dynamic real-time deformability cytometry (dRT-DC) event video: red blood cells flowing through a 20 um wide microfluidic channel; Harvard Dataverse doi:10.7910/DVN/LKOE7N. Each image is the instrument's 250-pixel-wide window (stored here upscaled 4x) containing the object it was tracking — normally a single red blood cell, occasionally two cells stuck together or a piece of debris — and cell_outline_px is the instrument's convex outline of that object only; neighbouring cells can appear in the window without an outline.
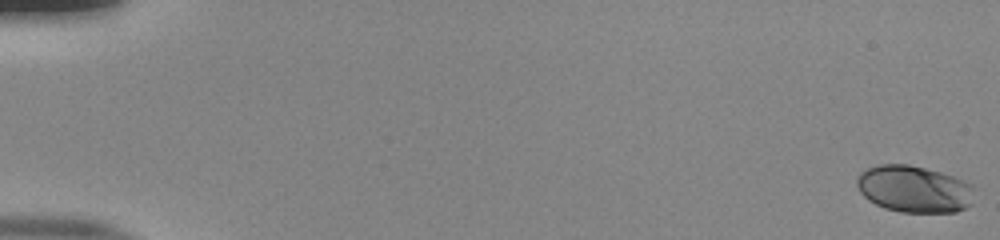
{"species": "human", "species_latin": "Homo sapiens", "temperature_condition": "room temperature", "stored_images_in_passage": 53, "camera_frame_rate_fps": 3000, "um_per_image_px": 0.085, "donor": {"sex": "male"}, "frame": {"image": 1, "passage_image": 1, "time_ms": 0.0, "image_size_px": [1000, 240], "cell_outline_px": [[972, 204], [956, 212], [900, 212], [884, 208], [868, 200], [860, 192], [856, 184], [856, 180], [860, 172], [868, 168], [880, 164], [908, 164], [940, 172], [952, 176], [972, 184]], "centroid_in_image_um": [77.67, 16.07], "position_along_channel_um": 7.3, "area_um2": 32.02}}
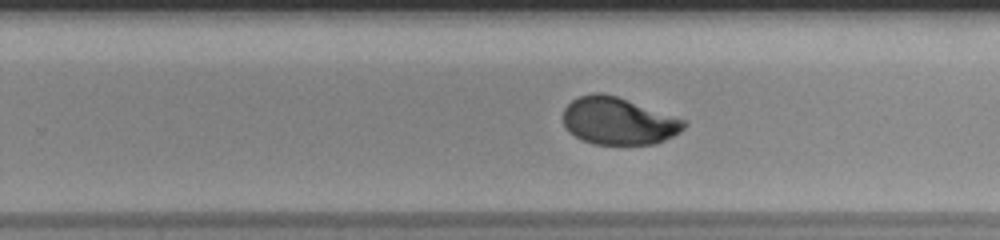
{"frame": {"image": 2, "passage_image": 36, "time_ms": 11.667, "image_size_px": [1000, 240], "cell_outline_px": [[688, 124], [680, 132], [656, 144], [596, 144], [584, 140], [568, 132], [564, 124], [564, 108], [572, 100], [580, 96], [592, 92], [600, 92], [616, 96], [688, 120]], "centroid_in_image_um": [52.59, 10.28], "position_along_channel_um": 277.2, "area_um2": 33.29}}
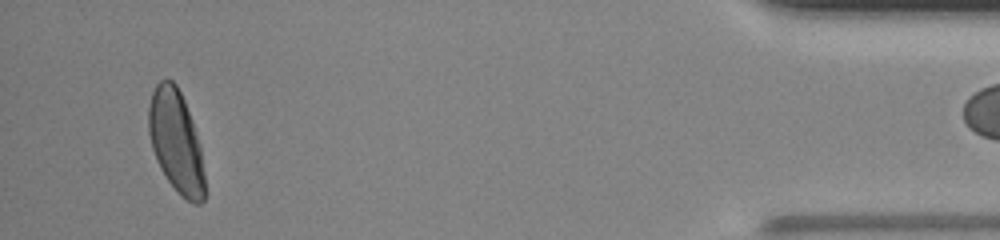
{"frame": {"image": 3, "passage_image": 52, "time_ms": 17.0, "image_size_px": [1000, 240], "cell_outline_px": [[204, 200], [200, 204], [192, 204], [180, 196], [168, 180], [160, 168], [152, 148], [148, 132], [148, 104], [152, 92], [156, 84], [160, 80], [172, 80], [176, 84], [184, 100], [192, 120], [200, 144], [204, 176]], "centroid_in_image_um": [14.95, 12.03], "position_along_channel_um": 420.2, "area_um2": 33.52}}